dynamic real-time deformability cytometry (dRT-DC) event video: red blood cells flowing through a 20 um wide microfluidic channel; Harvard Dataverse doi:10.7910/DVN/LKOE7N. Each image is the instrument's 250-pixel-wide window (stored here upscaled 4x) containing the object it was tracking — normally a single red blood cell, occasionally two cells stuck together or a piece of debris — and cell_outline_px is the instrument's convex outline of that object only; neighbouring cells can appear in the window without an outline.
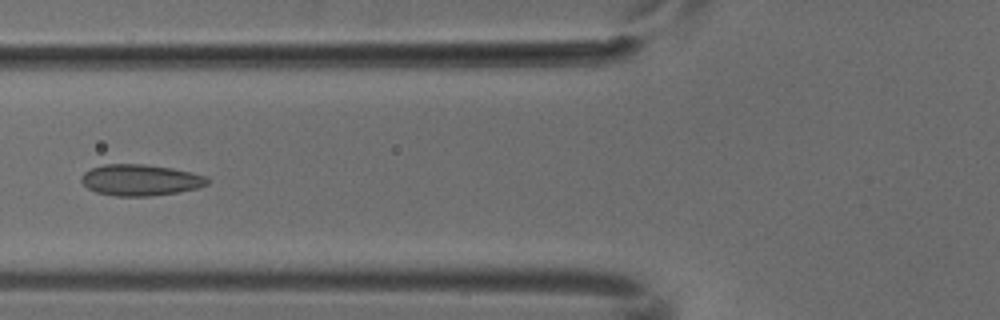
{"species": "common noctule bat (a hibernating species)", "species_latin": "Nyctalus noctula", "temperature_condition": "cold", "stored_images_in_passage": 4, "camera_frame_rate_fps": 3000, "um_per_image_px": 0.085, "animal": {"sex": "male", "body_mass_g": 18.8}, "frame": {"image": 1, "passage_image": 4, "time_ms": 1.0, "image_size_px": [1000, 320], "cell_outline_px": [[212, 180], [208, 184], [200, 188], [176, 192], [148, 196], [116, 196], [96, 192], [88, 188], [80, 180], [80, 176], [84, 172], [92, 168], [104, 164], [144, 164], [172, 168], [192, 172], [208, 176]], "centroid_in_image_um": [11.97, 15.3], "position_along_channel_um": 113.8, "area_um2": 23.12}}